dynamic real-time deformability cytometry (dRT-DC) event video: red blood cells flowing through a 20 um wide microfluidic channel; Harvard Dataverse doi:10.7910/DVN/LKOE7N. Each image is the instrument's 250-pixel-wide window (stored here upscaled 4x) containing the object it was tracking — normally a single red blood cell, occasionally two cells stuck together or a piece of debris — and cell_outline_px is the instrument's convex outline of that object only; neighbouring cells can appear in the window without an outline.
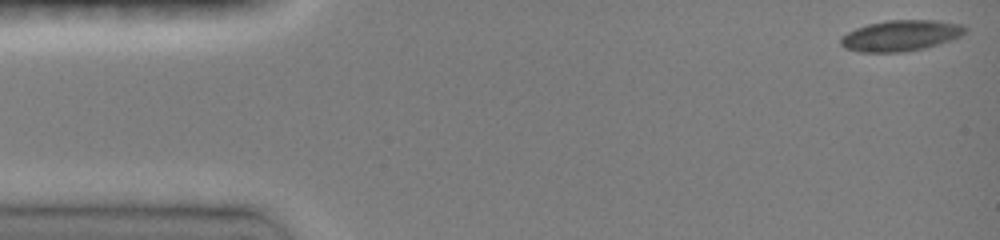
{"species": "common noctule bat (a hibernating species)", "species_latin": "Nyctalus noctula", "temperature_condition": "room temperature", "stored_images_in_passage": 83, "camera_frame_rate_fps": 3000, "um_per_image_px": 0.085, "animal": {"sex": "female", "body_mass_g": 19.0, "forearm_length_mm": 51.5}, "frame": {"image": 1, "passage_image": 1, "time_ms": 0.0, "image_size_px": [1000, 240], "cell_outline_px": [[968, 28], [960, 36], [924, 48], [904, 52], [860, 52], [844, 48], [840, 44], [840, 36], [856, 28], [868, 24], [888, 20], [936, 20], [964, 24]], "centroid_in_image_um": [76.54, 3.02], "position_along_channel_um": 8.5, "area_um2": 22.37}}
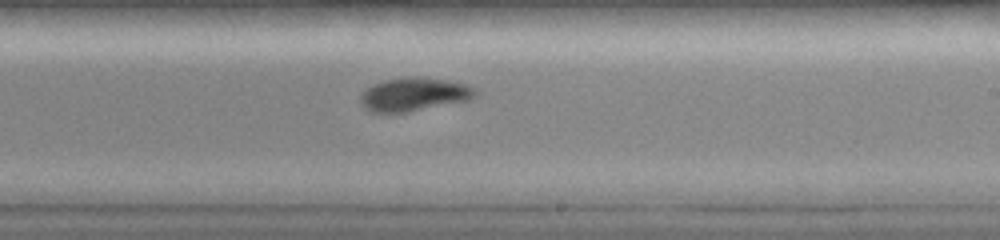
{"frame": {"image": 2, "passage_image": 54, "time_ms": 9.0, "image_size_px": [1000, 240], "cell_outline_px": [[480, 92], [476, 96], [468, 100], [404, 112], [368, 112], [360, 100], [360, 92], [372, 84], [384, 80], [408, 76], [416, 76], [448, 80], [468, 84], [476, 88]], "centroid_in_image_um": [35.2, 7.99], "position_along_channel_um": 253.8, "area_um2": 22.54}}
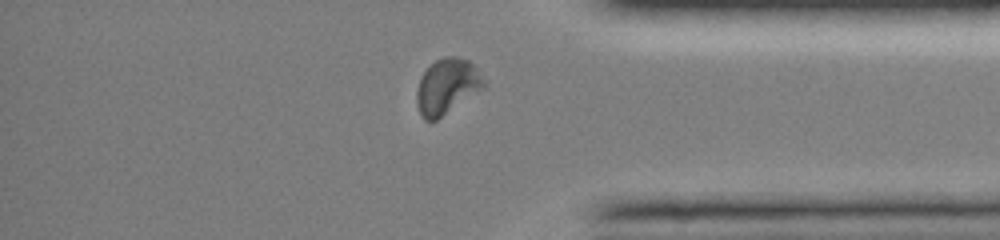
{"frame": {"image": 3, "passage_image": 75, "time_ms": 12.667, "image_size_px": [1000, 240], "cell_outline_px": [[488, 84], [484, 88], [436, 120], [424, 120], [420, 116], [416, 100], [416, 92], [420, 76], [436, 60], [444, 56], [456, 56], [468, 60], [476, 68]], "centroid_in_image_um": [37.99, 7.34], "position_along_channel_um": 397.2, "area_um2": 21.68}, "authors_computed_cell_mechanics": {"area_um2": 22.1952, "velocity_mm_per_s": 4.0218, "shape_relaxation_time_tau1_ms": 10.8491, "shape_relaxation_time_tau2_ms": 4.1529, "deformation_change_tau1": 0.2636, "deformation_change_tau2": 0.0671}}